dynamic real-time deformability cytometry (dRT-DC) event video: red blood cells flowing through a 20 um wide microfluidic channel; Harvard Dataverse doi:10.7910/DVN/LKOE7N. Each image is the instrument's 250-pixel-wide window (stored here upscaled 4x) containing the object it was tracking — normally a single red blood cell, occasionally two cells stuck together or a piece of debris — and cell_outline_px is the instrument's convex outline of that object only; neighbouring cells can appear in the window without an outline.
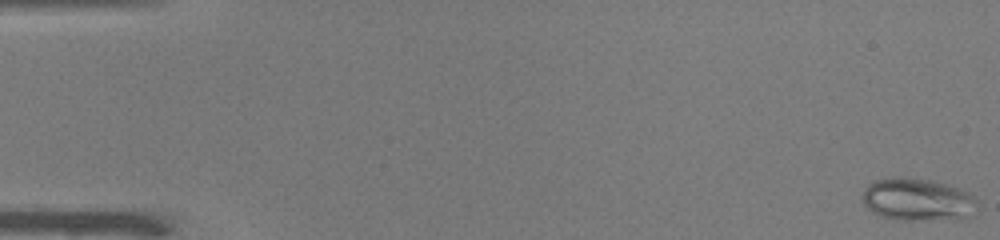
{"species": "common noctule bat (a hibernating species)", "species_latin": "Nyctalus noctula", "temperature_condition": "warm", "stored_images_in_passage": 51, "camera_frame_rate_fps": 3000, "um_per_image_px": 0.085, "animal": {"sex": "male", "body_mass_g": 19.0, "forearm_length_mm": 50.8}, "frame": {"image": 1, "passage_image": 1, "time_ms": 0.0, "image_size_px": [1000, 240], "cell_outline_px": [[976, 200], [960, 220], [896, 220], [872, 212], [864, 204], [864, 188], [868, 184], [876, 180], [892, 176], [900, 176], [932, 180], [948, 184], [968, 192]], "centroid_in_image_um": [77.91, 16.94], "position_along_channel_um": 7.1, "area_um2": 28.15}}
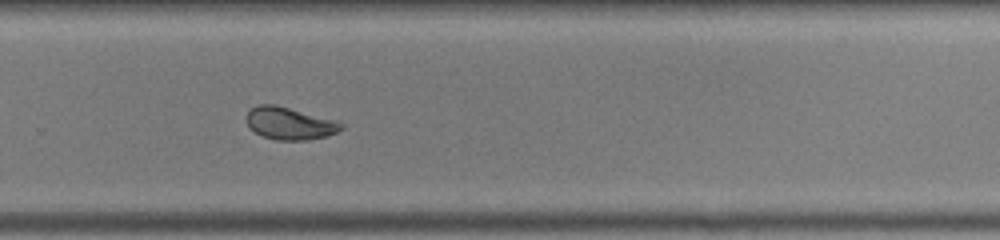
{"frame": {"image": 2, "passage_image": 35, "time_ms": 11.333, "image_size_px": [1000, 240], "cell_outline_px": [[344, 128], [336, 132], [324, 136], [308, 140], [276, 140], [264, 136], [256, 132], [244, 120], [244, 116], [252, 108], [260, 104], [276, 104], [332, 120], [344, 124]], "centroid_in_image_um": [24.57, 10.48], "position_along_channel_um": 305.2, "area_um2": 17.57}}
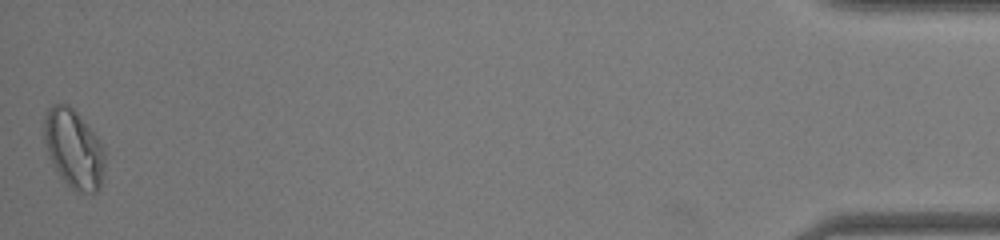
{"frame": {"image": 3, "passage_image": 51, "time_ms": 16.667, "image_size_px": [1000, 240], "cell_outline_px": [[104, 164], [100, 188], [96, 192], [76, 192], [64, 180], [48, 156], [44, 140], [44, 112], [52, 104], [68, 104], [80, 116], [96, 136], [104, 148]], "centroid_in_image_um": [6.25, 12.62], "position_along_channel_um": 429.0, "area_um2": 27.57}, "authors_computed_cell_mechanics": {"area_um2": 19.8254, "velocity_mm_per_s": 3.9891, "shape_relaxation_time_tau1_ms": null, "shape_relaxation_time_tau2_ms": 1.4335, "deformation_change_tau1": null, "deformation_change_tau2": 0.0493}}